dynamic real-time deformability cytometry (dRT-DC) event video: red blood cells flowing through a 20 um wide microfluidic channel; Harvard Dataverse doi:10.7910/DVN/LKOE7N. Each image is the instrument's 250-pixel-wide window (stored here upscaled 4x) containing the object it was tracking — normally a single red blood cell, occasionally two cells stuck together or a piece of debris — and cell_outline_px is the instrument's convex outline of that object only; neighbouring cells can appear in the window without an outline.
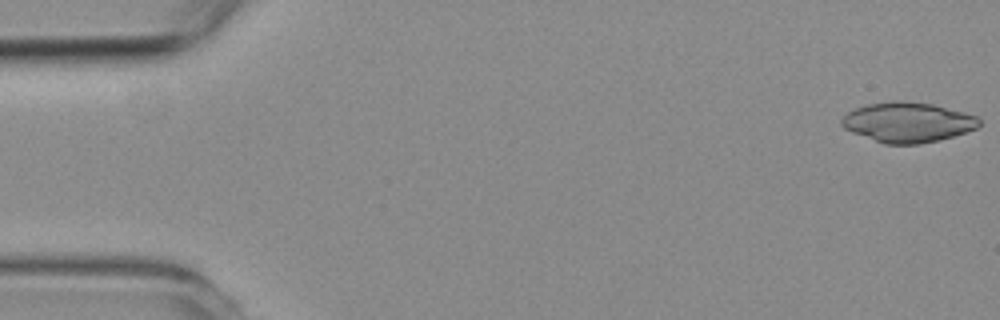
{"species": "common noctule bat (a hibernating species)", "species_latin": "Nyctalus noctula", "temperature_condition": "room temperature", "stored_images_in_passage": 57, "camera_frame_rate_fps": 3000, "um_per_image_px": 0.085, "animal": {"sex": "female", "body_mass_g": 19.3, "forearm_length_mm": 54.1}, "frame": {"image": 1, "passage_image": 1, "time_ms": 0.0, "image_size_px": [1000, 320], "cell_outline_px": [[980, 124], [976, 128], [940, 140], [920, 144], [884, 144], [852, 132], [844, 128], [840, 124], [840, 120], [848, 112], [856, 108], [868, 104], [892, 100], [904, 100], [932, 104], [964, 112], [976, 116], [980, 120]], "centroid_in_image_um": [77.13, 10.39], "position_along_channel_um": 7.9, "area_um2": 32.02}}